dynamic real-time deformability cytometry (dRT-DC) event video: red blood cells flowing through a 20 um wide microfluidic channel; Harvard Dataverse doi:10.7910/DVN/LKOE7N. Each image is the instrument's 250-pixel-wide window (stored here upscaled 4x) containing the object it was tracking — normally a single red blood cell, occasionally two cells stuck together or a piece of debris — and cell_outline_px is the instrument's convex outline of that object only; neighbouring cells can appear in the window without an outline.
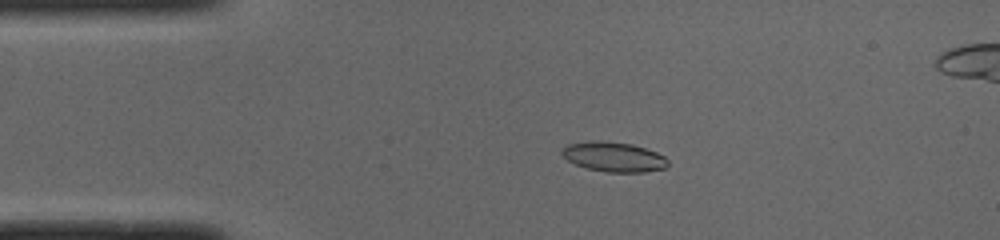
{"species": "common noctule bat (a hibernating species)", "species_latin": "Nyctalus noctula", "temperature_condition": "cold", "stored_images_in_passage": 51, "camera_frame_rate_fps": 3000, "um_per_image_px": 0.085, "animal": {"sex": "male", "body_mass_g": 19.0, "forearm_length_mm": 50.8}, "frame": {"image": 1, "passage_image": 10, "time_ms": 3.0, "image_size_px": [1000, 240], "cell_outline_px": [[668, 164], [664, 168], [644, 172], [604, 172], [588, 168], [576, 164], [568, 160], [560, 152], [568, 144], [592, 140], [600, 140], [632, 144], [656, 152], [664, 156], [668, 160]], "centroid_in_image_um": [52.17, 13.33], "position_along_channel_um": 32.8, "area_um2": 18.26}}
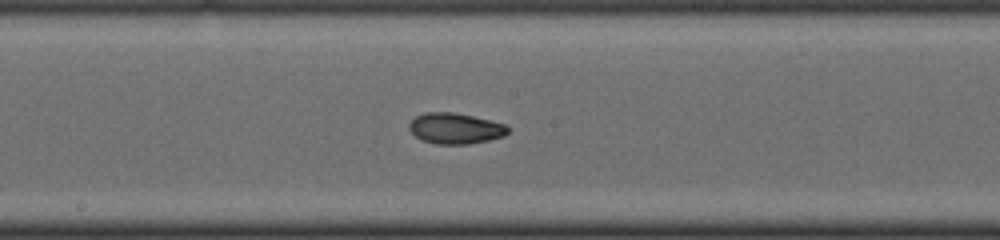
{"frame": {"image": 2, "passage_image": 26, "time_ms": 8.333, "image_size_px": [1000, 240], "cell_outline_px": [[508, 132], [504, 136], [488, 140], [468, 144], [436, 144], [420, 140], [408, 128], [408, 124], [416, 116], [424, 112], [452, 112], [472, 116], [508, 124]], "centroid_in_image_um": [38.69, 10.91], "position_along_channel_um": 209.5, "area_um2": 17.8}}
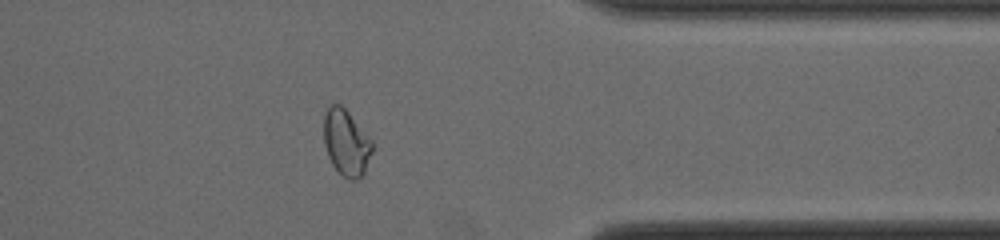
{"frame": {"image": 3, "passage_image": 40, "time_ms": 13.0, "image_size_px": [1000, 240], "cell_outline_px": [[372, 152], [364, 172], [356, 180], [348, 180], [332, 164], [328, 156], [324, 144], [324, 112], [328, 104], [340, 104], [348, 112], [372, 140]], "centroid_in_image_um": [29.41, 12.1], "position_along_channel_um": 382.0, "area_um2": 18.55}, "authors_computed_cell_mechanics": {"area_um2": 18.2648, "velocity_mm_per_s": 3.9872, "shape_relaxation_time_tau1_ms": 3.4912, "shape_relaxation_time_tau2_ms": 1.9556, "deformation_change_tau1": 0.131, "deformation_change_tau2": 0.0547}}